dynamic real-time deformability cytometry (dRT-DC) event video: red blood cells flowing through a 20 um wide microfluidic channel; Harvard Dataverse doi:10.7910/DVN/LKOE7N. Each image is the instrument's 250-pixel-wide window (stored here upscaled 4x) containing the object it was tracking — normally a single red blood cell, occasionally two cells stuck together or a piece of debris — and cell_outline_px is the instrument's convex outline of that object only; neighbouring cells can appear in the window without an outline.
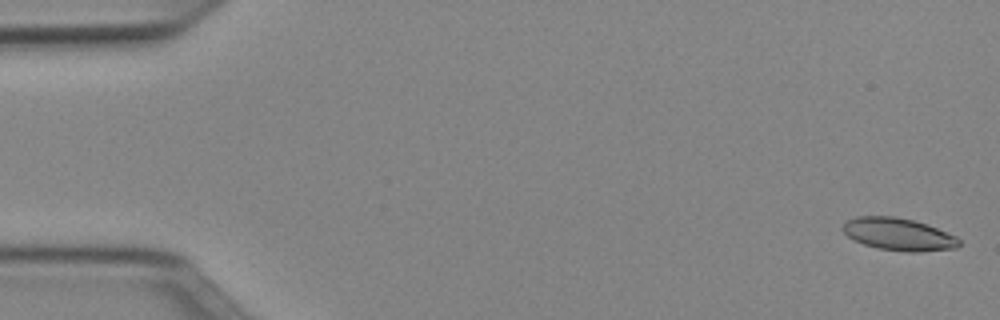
{"species": "Egyptian fruit bat (a non-hibernating species)", "species_latin": "Rousettus aegyptiacus", "temperature_condition": "cold", "stored_images_in_passage": 51, "camera_frame_rate_fps": 3000, "um_per_image_px": 0.085, "animal": {"sex": "female"}, "frame": {"image": 1, "passage_image": 1, "time_ms": 0.0, "image_size_px": [1000, 320], "cell_outline_px": [[960, 244], [956, 248], [920, 252], [908, 252], [876, 248], [864, 244], [848, 236], [840, 228], [848, 220], [856, 216], [896, 216], [928, 224], [956, 236], [960, 240]], "centroid_in_image_um": [76.39, 19.91], "position_along_channel_um": 8.6, "area_um2": 22.02}}
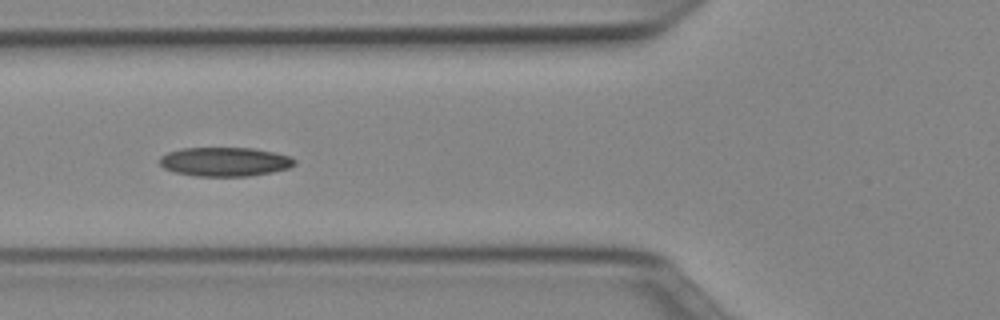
{"frame": {"image": 2, "passage_image": 19, "time_ms": 6.0, "image_size_px": [1000, 320], "cell_outline_px": [[296, 164], [288, 168], [272, 172], [248, 176], [196, 176], [172, 172], [164, 168], [160, 164], [160, 156], [168, 152], [180, 148], [252, 148], [292, 156], [296, 160]], "centroid_in_image_um": [19.1, 13.75], "position_along_channel_um": 106.7, "area_um2": 22.95}}
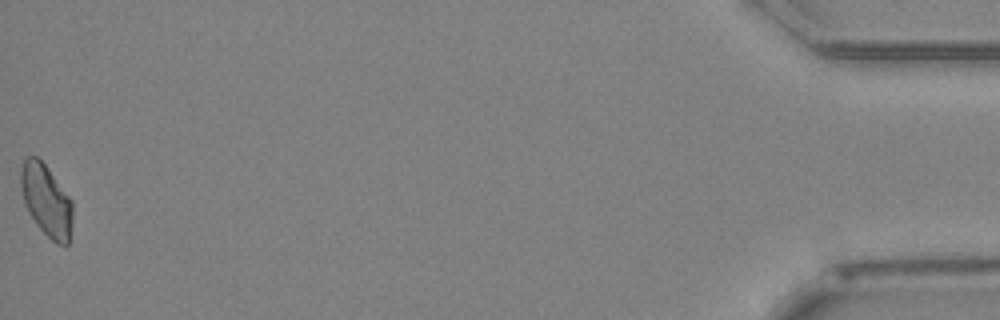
{"frame": {"image": 3, "passage_image": 51, "time_ms": 16.667, "image_size_px": [1000, 320], "cell_outline_px": [[72, 224], [68, 244], [56, 244], [36, 224], [28, 212], [24, 204], [20, 188], [20, 168], [24, 160], [28, 156], [36, 156], [44, 164], [72, 200]], "centroid_in_image_um": [3.92, 17.03], "position_along_channel_um": 431.3, "area_um2": 21.62}}